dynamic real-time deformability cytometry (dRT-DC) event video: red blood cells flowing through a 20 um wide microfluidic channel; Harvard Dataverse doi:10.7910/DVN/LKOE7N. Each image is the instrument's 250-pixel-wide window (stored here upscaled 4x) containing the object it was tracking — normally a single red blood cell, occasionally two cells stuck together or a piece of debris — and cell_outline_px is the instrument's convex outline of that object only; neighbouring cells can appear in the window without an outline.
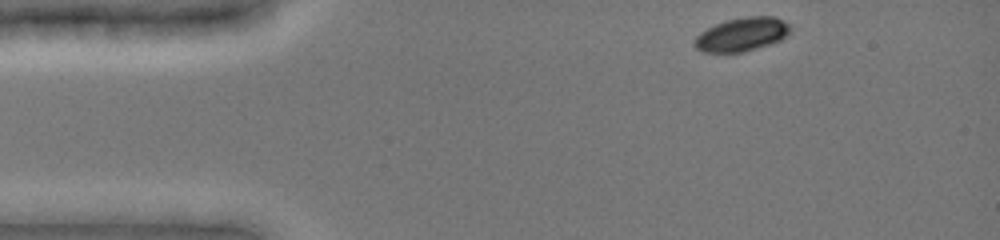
{"species": "common noctule bat (a hibernating species)", "species_latin": "Nyctalus noctula", "temperature_condition": "cold", "stored_images_in_passage": 39, "camera_frame_rate_fps": 3000, "um_per_image_px": 0.085, "animal": {"sex": "female", "body_mass_g": 19.0, "forearm_length_mm": 51.5}, "frame": {"image": 1, "passage_image": 1, "time_ms": 0.0, "image_size_px": [1000, 240], "cell_outline_px": [[792, 28], [788, 36], [780, 40], [744, 52], [704, 52], [696, 48], [696, 36], [700, 32], [716, 24], [728, 20], [748, 16], [772, 16], [788, 24]], "centroid_in_image_um": [63.09, 2.92], "position_along_channel_um": 21.9, "area_um2": 18.44}}
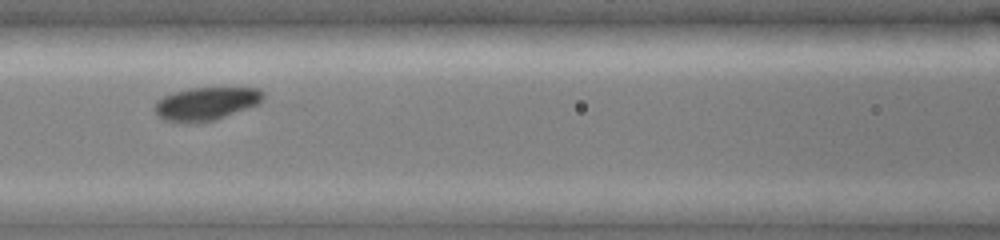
{"frame": {"image": 2, "passage_image": 16, "time_ms": 5.0, "image_size_px": [1000, 240], "cell_outline_px": [[264, 100], [260, 104], [216, 120], [196, 124], [188, 124], [164, 120], [152, 108], [156, 100], [164, 96], [188, 88], [260, 88], [264, 92]], "centroid_in_image_um": [17.54, 8.83], "position_along_channel_um": 149.1, "area_um2": 21.39}}
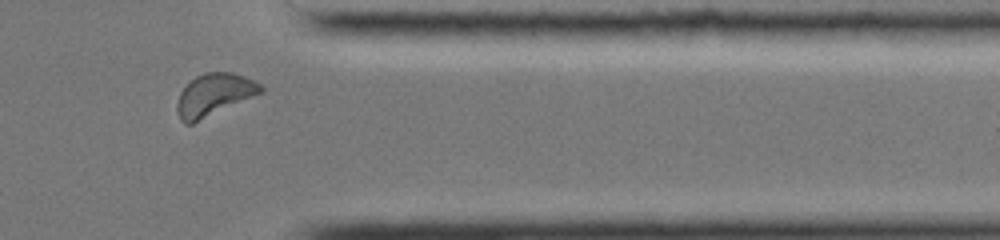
{"frame": {"image": 3, "passage_image": 35, "time_ms": 11.333, "image_size_px": [1000, 240], "cell_outline_px": [[264, 92], [192, 124], [184, 124], [180, 120], [176, 112], [176, 104], [180, 92], [196, 76], [204, 72], [232, 72], [244, 76], [260, 84], [264, 88]], "centroid_in_image_um": [18.19, 8.07], "position_along_channel_um": 393.2, "area_um2": 20.69}}